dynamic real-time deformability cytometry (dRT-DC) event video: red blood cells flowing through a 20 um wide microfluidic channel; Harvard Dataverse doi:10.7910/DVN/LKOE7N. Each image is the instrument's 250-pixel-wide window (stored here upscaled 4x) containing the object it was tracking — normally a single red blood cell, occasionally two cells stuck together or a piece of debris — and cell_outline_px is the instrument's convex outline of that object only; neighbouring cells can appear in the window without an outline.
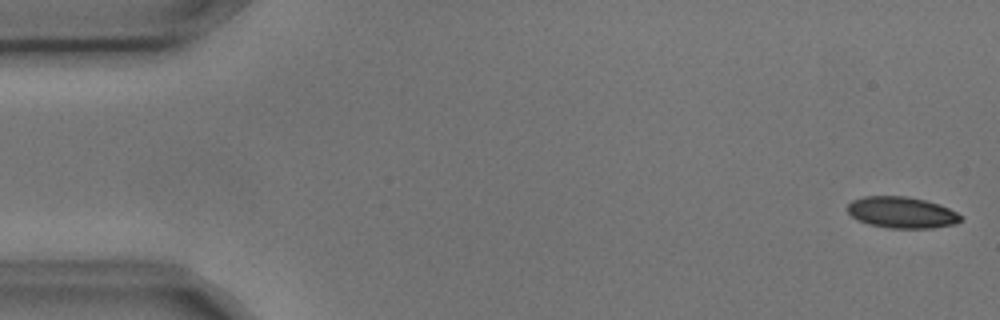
{"species": "common noctule bat (a hibernating species)", "species_latin": "Nyctalus noctula", "temperature_condition": "cold", "stored_images_in_passage": 4, "camera_frame_rate_fps": 3000, "um_per_image_px": 0.085, "animal": {"sex": "male", "body_mass_g": 17.9, "forearm_length_mm": 54.2}, "frame": {"image": 1, "passage_image": 1, "time_ms": 0.0, "image_size_px": [1000, 320], "cell_outline_px": [[964, 216], [956, 224], [932, 228], [888, 228], [868, 224], [856, 220], [848, 212], [848, 204], [852, 200], [864, 196], [908, 196], [940, 204]], "centroid_in_image_um": [76.65, 18.06], "position_along_channel_um": 8.4, "area_um2": 20.81}}
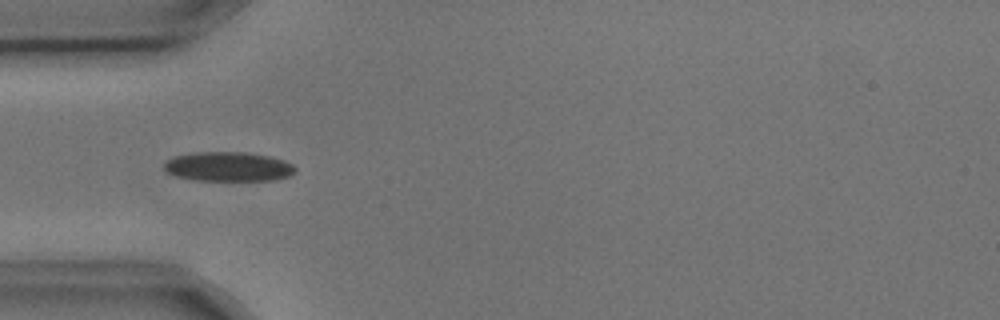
{"frame": {"image": 2, "passage_image": 3, "time_ms": 0.667, "image_size_px": [1000, 320], "cell_outline_px": [[296, 172], [288, 176], [276, 180], [192, 180], [176, 176], [168, 172], [164, 168], [164, 164], [168, 160], [176, 156], [196, 152], [248, 152], [268, 156], [284, 160], [292, 164], [296, 168]], "centroid_in_image_um": [19.44, 14.16], "position_along_channel_um": 65.6, "area_um2": 22.43}}